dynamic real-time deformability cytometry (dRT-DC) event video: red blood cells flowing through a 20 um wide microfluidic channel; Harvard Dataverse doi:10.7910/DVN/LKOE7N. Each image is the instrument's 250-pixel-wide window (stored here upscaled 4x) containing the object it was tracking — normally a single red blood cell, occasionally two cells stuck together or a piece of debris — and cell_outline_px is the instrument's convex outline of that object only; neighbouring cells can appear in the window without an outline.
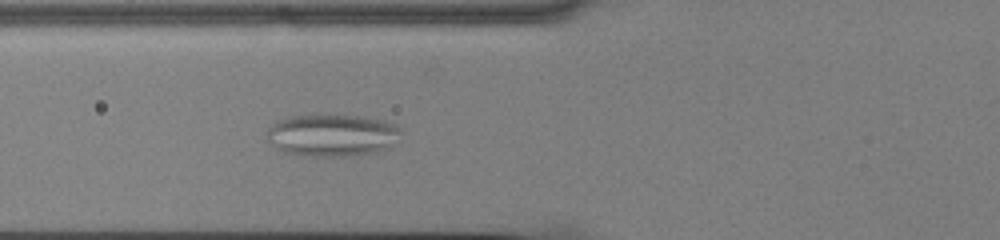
{"species": "common noctule bat (a hibernating species)", "species_latin": "Nyctalus noctula", "temperature_condition": "cold", "stored_images_in_passage": 57, "camera_frame_rate_fps": 3000, "um_per_image_px": 0.085, "animal": {"sex": "male", "body_mass_g": 13.0, "forearm_length_mm": 53.1}, "frame": {"image": 1, "passage_image": 23, "time_ms": 7.333, "image_size_px": [1000, 240], "cell_outline_px": [[400, 132], [392, 148], [376, 152], [348, 156], [312, 156], [284, 152], [276, 148], [268, 140], [268, 128], [276, 120], [288, 116], [360, 116], [384, 120], [400, 128]], "centroid_in_image_um": [28.24, 11.5], "position_along_channel_um": 97.6, "area_um2": 32.77}}
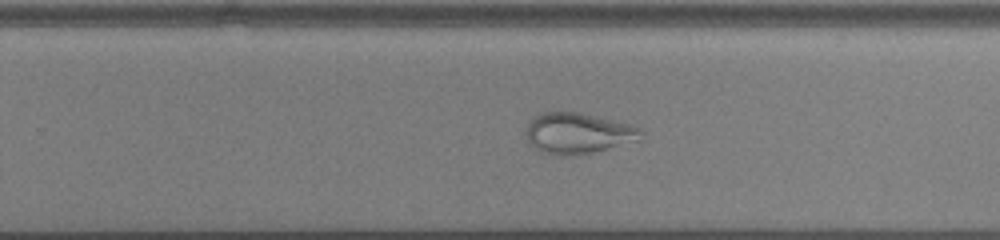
{"frame": {"image": 2, "passage_image": 38, "time_ms": 12.333, "image_size_px": [1000, 240], "cell_outline_px": [[644, 132], [640, 140], [592, 152], [572, 156], [556, 156], [540, 152], [528, 144], [528, 120], [540, 112], [580, 112], [628, 124], [640, 128]], "centroid_in_image_um": [49.1, 11.34], "position_along_channel_um": 280.7, "area_um2": 27.46}}
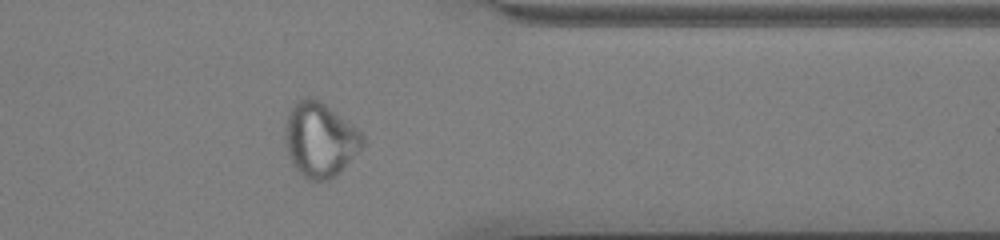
{"frame": {"image": 3, "passage_image": 47, "time_ms": 15.333, "image_size_px": [1000, 240], "cell_outline_px": [[364, 144], [340, 172], [336, 176], [328, 180], [308, 180], [292, 164], [288, 152], [284, 136], [284, 124], [288, 112], [296, 100], [300, 96], [308, 96], [320, 100], [356, 128], [364, 136]], "centroid_in_image_um": [27.16, 11.84], "position_along_channel_um": 384.2, "area_um2": 33.64}}